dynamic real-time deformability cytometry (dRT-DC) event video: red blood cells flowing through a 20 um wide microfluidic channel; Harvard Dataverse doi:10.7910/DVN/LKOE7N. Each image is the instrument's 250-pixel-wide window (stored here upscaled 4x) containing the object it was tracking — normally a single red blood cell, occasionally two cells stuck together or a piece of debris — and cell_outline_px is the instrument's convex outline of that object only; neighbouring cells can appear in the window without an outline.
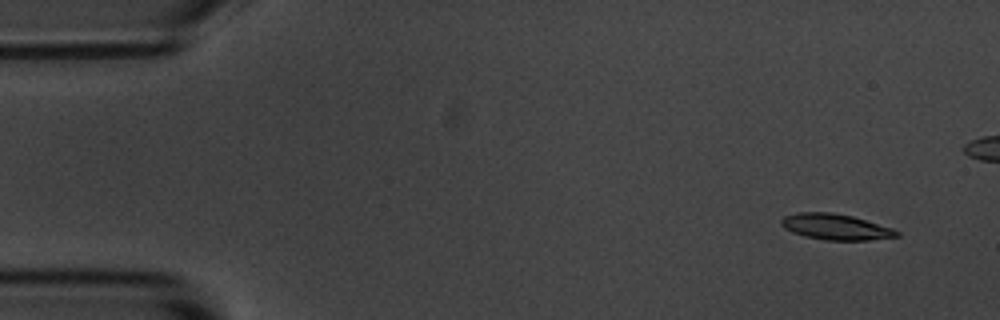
{"species": "common noctule bat (a hibernating species)", "species_latin": "Nyctalus noctula", "temperature_condition": "room temperature", "stored_images_in_passage": 5, "camera_frame_rate_fps": 3000, "um_per_image_px": 0.085, "animal": {"sex": "male", "body_mass_g": 20.1, "forearm_length_mm": 53.5}, "frame": {"image": 1, "passage_image": 1, "time_ms": 0.0, "image_size_px": [1000, 320], "cell_outline_px": [[900, 236], [868, 240], [824, 240], [804, 236], [792, 232], [784, 228], [780, 224], [780, 220], [784, 216], [796, 212], [832, 212], [852, 216], [892, 228], [900, 232]], "centroid_in_image_um": [70.99, 19.28], "position_along_channel_um": 14.0, "area_um2": 17.46}}